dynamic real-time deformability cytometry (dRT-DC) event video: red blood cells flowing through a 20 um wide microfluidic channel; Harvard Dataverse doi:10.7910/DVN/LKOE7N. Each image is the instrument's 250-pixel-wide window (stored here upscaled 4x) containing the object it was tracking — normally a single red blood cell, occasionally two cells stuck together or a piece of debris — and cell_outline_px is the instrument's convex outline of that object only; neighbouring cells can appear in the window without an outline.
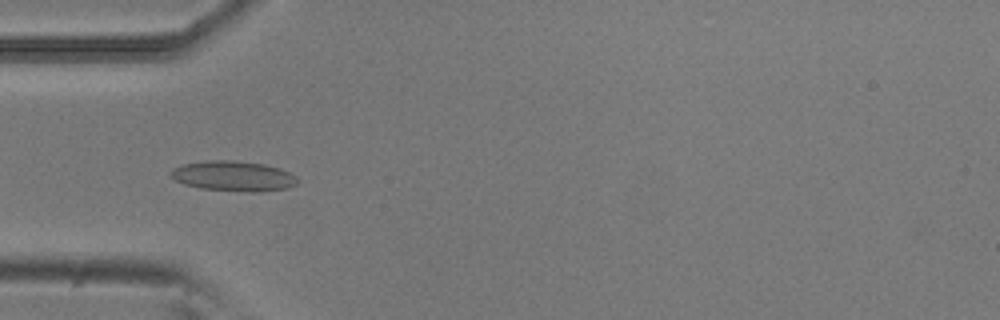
{"species": "common noctule bat (a hibernating species)", "species_latin": "Nyctalus noctula", "temperature_condition": "room temperature", "stored_images_in_passage": 43, "camera_frame_rate_fps": 3000, "um_per_image_px": 0.085, "animal": {"sex": "male", "body_mass_g": 20.5, "forearm_length_mm": 52.5}, "frame": {"image": 1, "passage_image": 6, "time_ms": 1.667, "image_size_px": [1000, 320], "cell_outline_px": [[300, 180], [296, 184], [288, 188], [260, 192], [252, 192], [200, 188], [184, 184], [168, 176], [168, 172], [172, 168], [180, 164], [208, 160], [232, 160], [264, 164], [280, 168], [296, 176]], "centroid_in_image_um": [19.81, 14.96], "position_along_channel_um": 65.2, "area_um2": 22.54}}
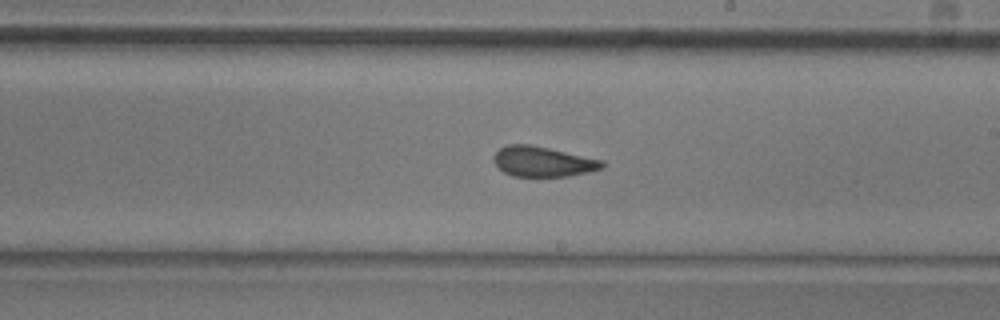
{"frame": {"image": 2, "passage_image": 20, "time_ms": 6.333, "image_size_px": [1000, 320], "cell_outline_px": [[608, 164], [604, 168], [588, 172], [568, 176], [512, 176], [504, 172], [496, 164], [492, 156], [500, 148], [508, 144], [532, 144], [604, 160]], "centroid_in_image_um": [46.19, 13.72], "position_along_channel_um": 242.8, "area_um2": 19.25}}
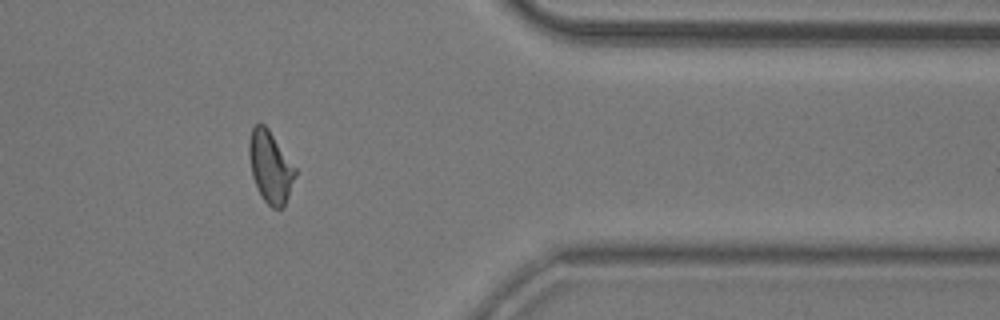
{"frame": {"image": 3, "passage_image": 33, "time_ms": 10.667, "image_size_px": [1000, 320], "cell_outline_px": [[296, 176], [284, 208], [272, 208], [264, 200], [252, 176], [248, 152], [248, 140], [252, 128], [256, 124], [264, 124], [268, 128], [296, 168]], "centroid_in_image_um": [22.98, 14.18], "position_along_channel_um": 388.4, "area_um2": 19.25}, "authors_computed_cell_mechanics": {"area_um2": 19.1896, "velocity_mm_per_s": 3.7902, "shape_relaxation_time_tau1_ms": null, "shape_relaxation_time_tau2_ms": 1.4977, "deformation_change_tau1": null, "deformation_change_tau2": 0.0648}}